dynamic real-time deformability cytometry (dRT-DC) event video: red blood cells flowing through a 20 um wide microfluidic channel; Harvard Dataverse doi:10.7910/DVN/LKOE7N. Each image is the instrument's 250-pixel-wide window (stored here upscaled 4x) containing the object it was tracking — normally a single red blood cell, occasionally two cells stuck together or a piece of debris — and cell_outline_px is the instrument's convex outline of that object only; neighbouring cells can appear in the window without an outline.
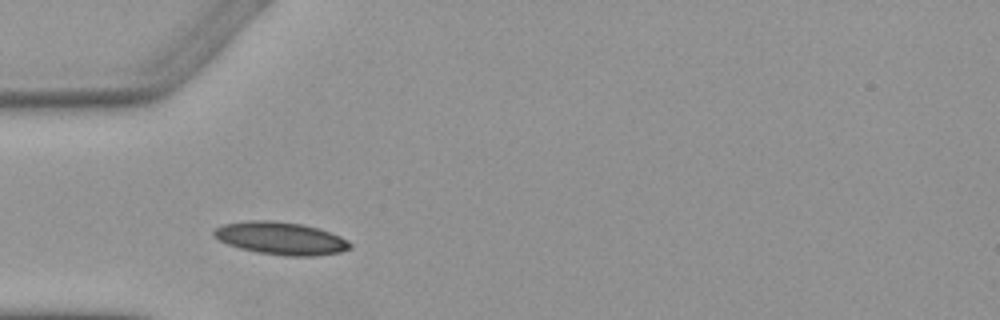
{"species": "Egyptian fruit bat (a non-hibernating species)", "species_latin": "Rousettus aegyptiacus", "temperature_condition": "warm", "stored_images_in_passage": 5, "camera_frame_rate_fps": 3000, "um_per_image_px": 0.085, "animal": {"sex": "female"}, "frame": {"image": 1, "passage_image": 1, "time_ms": 0.0, "image_size_px": [1000, 320], "cell_outline_px": [[352, 248], [340, 252], [312, 256], [284, 256], [256, 252], [240, 248], [228, 244], [220, 240], [212, 232], [216, 228], [224, 224], [248, 220], [272, 220], [304, 224], [340, 236], [348, 240], [352, 244]], "centroid_in_image_um": [23.89, 20.26], "position_along_channel_um": 61.1, "area_um2": 25.84}}
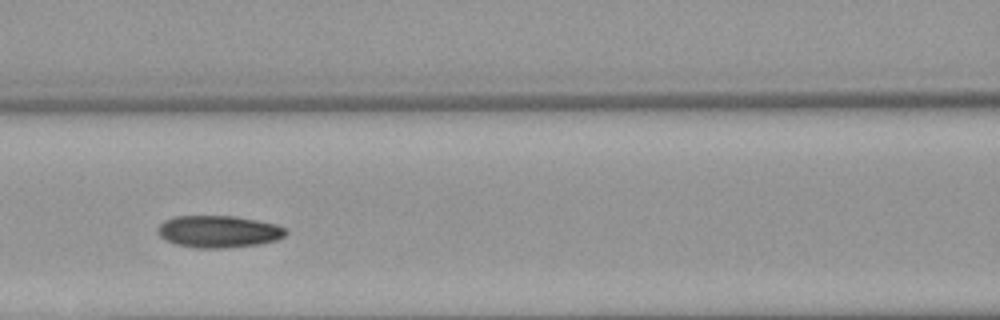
{"frame": {"image": 2, "passage_image": 3, "time_ms": 2.333, "image_size_px": [1000, 320], "cell_outline_px": [[288, 232], [284, 236], [276, 240], [260, 244], [224, 248], [196, 248], [176, 244], [164, 240], [156, 232], [156, 228], [164, 220], [172, 216], [236, 216], [276, 224], [284, 228]], "centroid_in_image_um": [18.54, 19.68], "position_along_channel_um": 148.1, "area_um2": 24.1}}
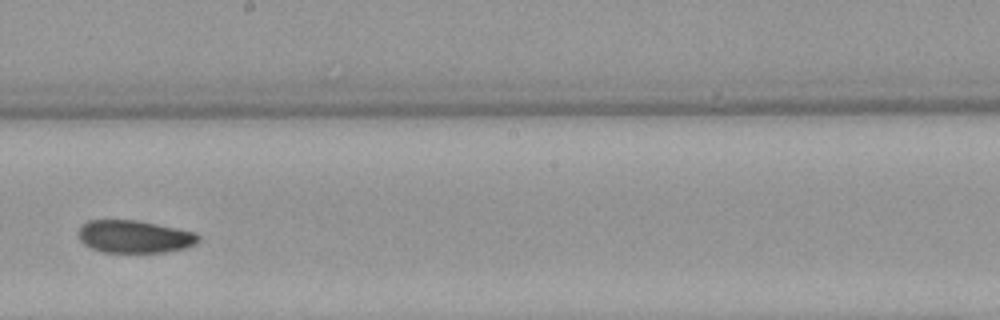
{"frame": {"image": 3, "passage_image": 5, "time_ms": 4.667, "image_size_px": [1000, 320], "cell_outline_px": [[200, 240], [196, 244], [188, 248], [168, 252], [100, 252], [84, 244], [80, 240], [76, 232], [80, 224], [88, 220], [136, 220], [196, 232], [200, 236]], "centroid_in_image_um": [11.42, 20.11], "position_along_channel_um": 236.8, "area_um2": 23.18}}